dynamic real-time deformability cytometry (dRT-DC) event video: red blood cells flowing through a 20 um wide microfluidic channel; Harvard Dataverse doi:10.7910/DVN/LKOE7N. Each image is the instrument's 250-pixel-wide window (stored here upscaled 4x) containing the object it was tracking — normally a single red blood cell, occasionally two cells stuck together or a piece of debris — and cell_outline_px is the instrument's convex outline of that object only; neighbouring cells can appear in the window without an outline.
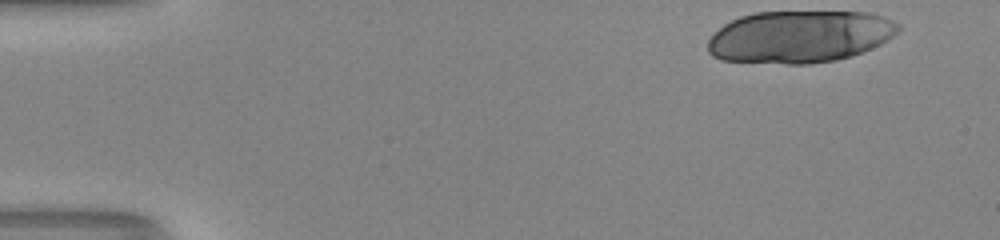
{"species": "human", "species_latin": "Homo sapiens", "temperature_condition": "room temperature", "stored_images_in_passage": 16, "camera_frame_rate_fps": 3000, "um_per_image_px": 0.085, "donor": {"sex": "male"}, "frame": {"image": 1, "passage_image": 1, "time_ms": 0.0, "image_size_px": [1000, 240], "cell_outline_px": [[900, 28], [888, 40], [872, 48], [852, 56], [836, 60], [808, 64], [788, 64], [720, 60], [712, 56], [708, 52], [708, 40], [724, 24], [740, 16], [756, 12], [872, 12], [884, 16], [900, 24]], "centroid_in_image_um": [67.99, 3.12], "position_along_channel_um": 17.0, "area_um2": 58.2}}